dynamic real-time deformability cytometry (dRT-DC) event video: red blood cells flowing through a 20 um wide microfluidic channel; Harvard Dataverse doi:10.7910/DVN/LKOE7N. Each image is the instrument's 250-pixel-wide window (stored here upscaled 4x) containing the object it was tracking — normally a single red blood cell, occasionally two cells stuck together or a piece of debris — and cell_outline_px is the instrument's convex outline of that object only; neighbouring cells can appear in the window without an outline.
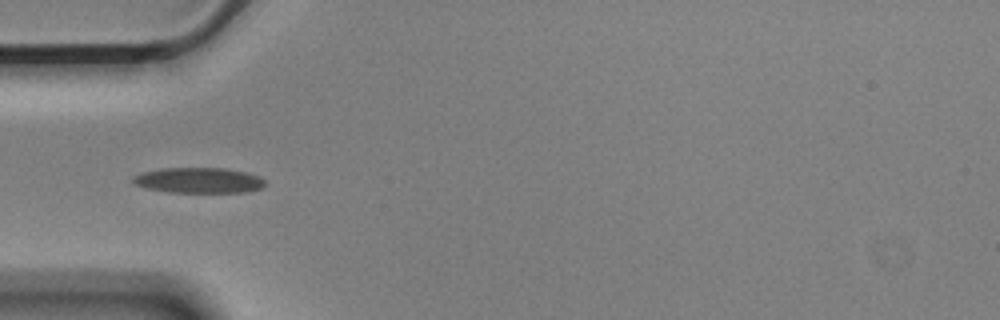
{"species": "Egyptian fruit bat (a non-hibernating species)", "species_latin": "Rousettus aegyptiacus", "temperature_condition": "cold", "stored_images_in_passage": 39, "camera_frame_rate_fps": 3000, "um_per_image_px": 0.085, "animal": {"sex": "male"}, "frame": {"image": 1, "passage_image": 1, "time_ms": 0.0, "image_size_px": [1000, 320], "cell_outline_px": [[264, 188], [248, 192], [168, 192], [148, 188], [136, 184], [132, 180], [132, 176], [144, 172], [160, 168], [224, 168], [244, 172], [260, 176], [264, 180]], "centroid_in_image_um": [16.92, 15.33], "position_along_channel_um": 68.1, "area_um2": 19.54}}
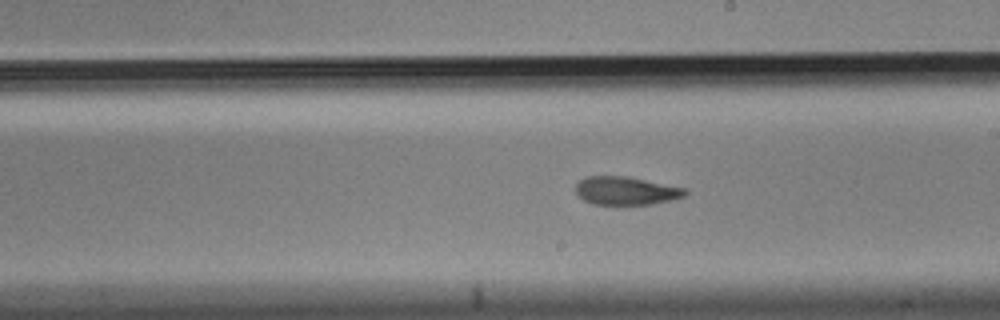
{"frame": {"image": 2, "passage_image": 15, "time_ms": 4.667, "image_size_px": [1000, 320], "cell_outline_px": [[688, 192], [684, 196], [672, 200], [652, 204], [616, 208], [592, 204], [584, 200], [576, 192], [576, 184], [584, 176], [624, 176], [684, 188]], "centroid_in_image_um": [53.16, 16.27], "position_along_channel_um": 235.8, "area_um2": 18.61}}
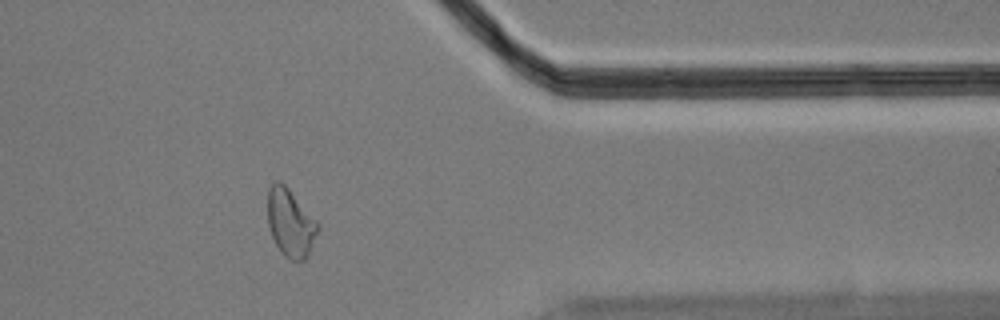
{"frame": {"image": 3, "passage_image": 29, "time_ms": 9.333, "image_size_px": [1000, 320], "cell_outline_px": [[320, 228], [308, 256], [304, 260], [292, 260], [284, 256], [276, 244], [272, 236], [268, 224], [268, 188], [272, 180], [280, 180], [288, 188], [320, 224]], "centroid_in_image_um": [24.69, 18.92], "position_along_channel_um": 386.7, "area_um2": 19.94}, "authors_computed_cell_mechanics": {"area_um2": 19.1896, "velocity_mm_per_s": 3.5782, "shape_relaxation_time_tau1_ms": 6.335, "shape_relaxation_time_tau2_ms": 2.4491, "deformation_change_tau1": 0.1723, "deformation_change_tau2": 0.093}}